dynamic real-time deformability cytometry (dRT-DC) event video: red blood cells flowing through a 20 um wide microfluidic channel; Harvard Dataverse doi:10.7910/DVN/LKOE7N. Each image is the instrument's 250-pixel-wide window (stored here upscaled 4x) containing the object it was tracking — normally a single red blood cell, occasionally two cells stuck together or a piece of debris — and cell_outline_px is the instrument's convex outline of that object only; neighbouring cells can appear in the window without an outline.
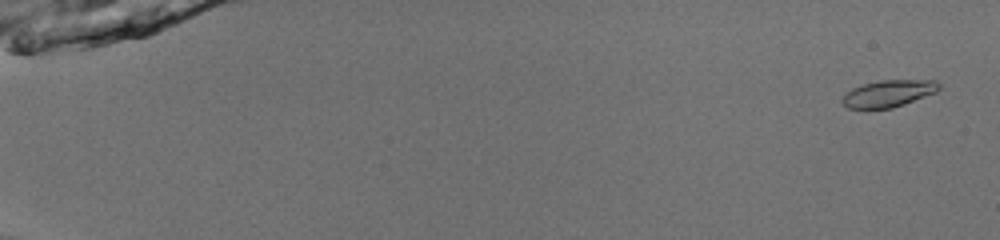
{"species": "common noctule bat (a hibernating species)", "species_latin": "Nyctalus noctula", "temperature_condition": "room temperature", "stored_images_in_passage": 54, "camera_frame_rate_fps": 3000, "um_per_image_px": 0.085, "animal": {"sex": "male", "body_mass_g": 13.0, "forearm_length_mm": 53.1}, "frame": {"image": 1, "passage_image": 3, "time_ms": 0.667, "image_size_px": [1000, 240], "cell_outline_px": [[940, 88], [936, 92], [904, 104], [892, 108], [848, 108], [840, 100], [852, 88], [864, 84], [880, 80], [936, 80], [940, 84]], "centroid_in_image_um": [75.54, 7.94], "position_along_channel_um": 9.5, "area_um2": 14.97}}
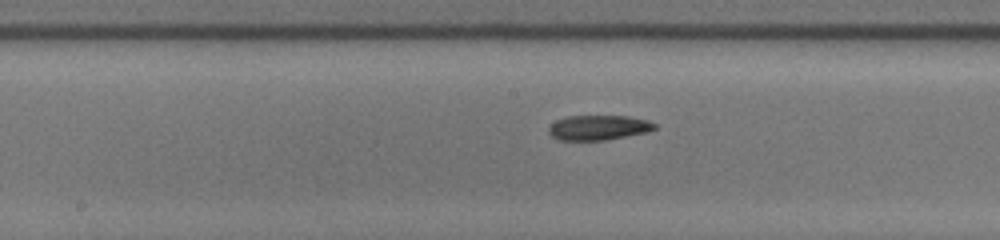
{"frame": {"image": 2, "passage_image": 31, "time_ms": 10.0, "image_size_px": [1000, 240], "cell_outline_px": [[656, 128], [648, 132], [608, 140], [560, 140], [552, 136], [548, 132], [548, 128], [556, 120], [568, 116], [628, 116], [648, 120], [656, 124]], "centroid_in_image_um": [50.89, 10.85], "position_along_channel_um": 197.3, "area_um2": 15.43}}
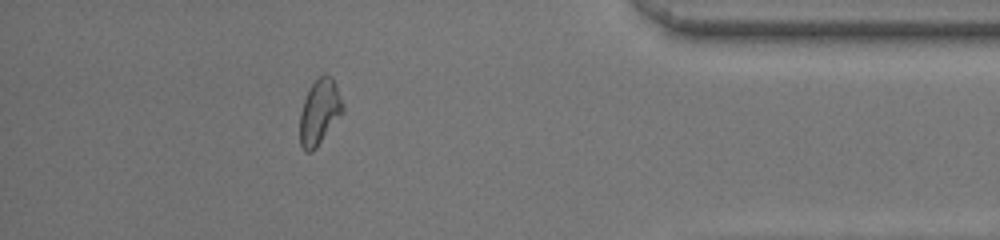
{"frame": {"image": 3, "passage_image": 49, "time_ms": 16.0, "image_size_px": [1000, 240], "cell_outline_px": [[344, 112], [316, 148], [312, 152], [304, 152], [300, 144], [300, 112], [304, 100], [312, 84], [320, 76], [328, 76], [336, 84], [344, 108]], "centroid_in_image_um": [27.15, 9.58], "position_along_channel_um": 408.0, "area_um2": 16.13}}